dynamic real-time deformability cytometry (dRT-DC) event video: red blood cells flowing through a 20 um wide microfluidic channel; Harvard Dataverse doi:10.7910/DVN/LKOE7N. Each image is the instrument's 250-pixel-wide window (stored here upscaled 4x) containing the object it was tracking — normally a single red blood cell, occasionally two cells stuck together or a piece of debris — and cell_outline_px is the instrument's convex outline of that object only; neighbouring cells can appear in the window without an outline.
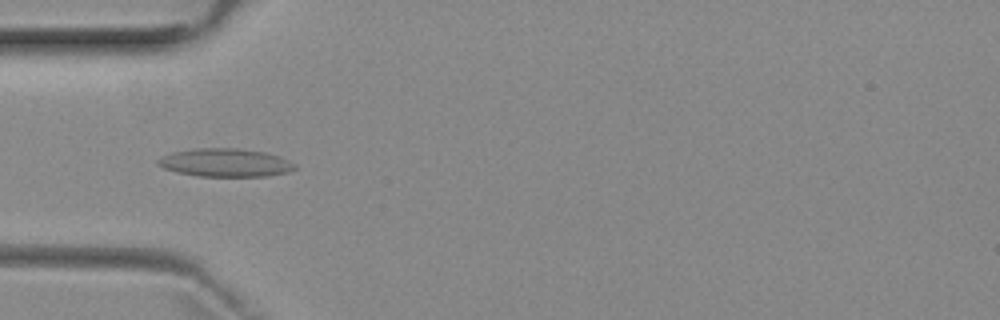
{"species": "common noctule bat (a hibernating species)", "species_latin": "Nyctalus noctula", "temperature_condition": "room temperature", "stored_images_in_passage": 5, "camera_frame_rate_fps": 3000, "um_per_image_px": 0.085, "animal": {"sex": "female", "body_mass_g": 29.2, "forearm_length_mm": 56.3}, "frame": {"image": 1, "passage_image": 3, "time_ms": 2.333, "image_size_px": [1000, 320], "cell_outline_px": [[296, 168], [288, 172], [268, 176], [196, 176], [176, 172], [164, 168], [156, 164], [156, 160], [160, 156], [172, 152], [196, 148], [236, 148], [264, 152], [280, 156], [296, 164]], "centroid_in_image_um": [19.12, 13.82], "position_along_channel_um": 65.9, "area_um2": 22.66}}
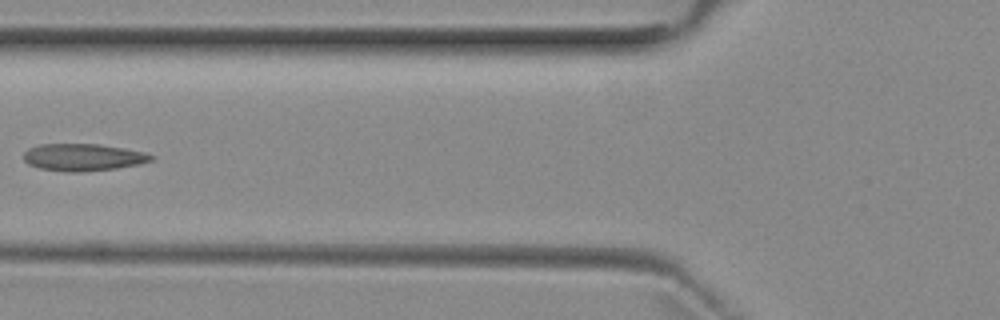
{"frame": {"image": 2, "passage_image": 4, "time_ms": 3.667, "image_size_px": [1000, 320], "cell_outline_px": [[156, 156], [152, 160], [140, 164], [116, 168], [84, 172], [68, 172], [40, 168], [28, 164], [24, 160], [24, 152], [28, 148], [40, 144], [100, 144], [124, 148], [144, 152]], "centroid_in_image_um": [7.07, 13.37], "position_along_channel_um": 118.7, "area_um2": 20.29}}
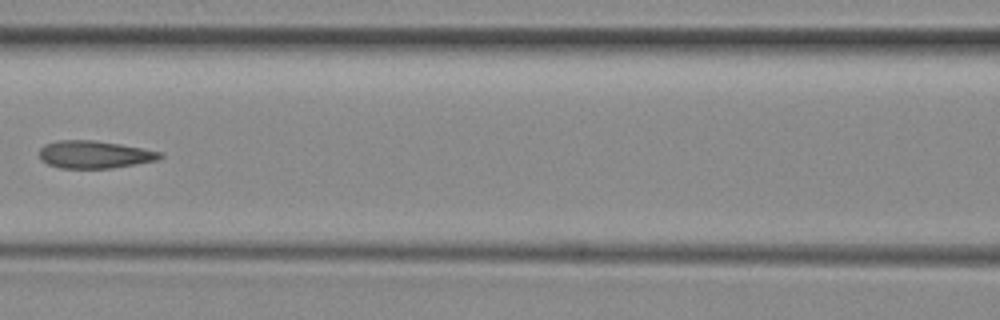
{"frame": {"image": 3, "passage_image": 5, "time_ms": 4.667, "image_size_px": [1000, 320], "cell_outline_px": [[164, 156], [156, 160], [112, 168], [60, 168], [48, 164], [40, 160], [40, 148], [44, 144], [56, 140], [96, 140], [120, 144], [164, 152]], "centroid_in_image_um": [8.02, 13.12], "position_along_channel_um": 158.6, "area_um2": 19.48}}